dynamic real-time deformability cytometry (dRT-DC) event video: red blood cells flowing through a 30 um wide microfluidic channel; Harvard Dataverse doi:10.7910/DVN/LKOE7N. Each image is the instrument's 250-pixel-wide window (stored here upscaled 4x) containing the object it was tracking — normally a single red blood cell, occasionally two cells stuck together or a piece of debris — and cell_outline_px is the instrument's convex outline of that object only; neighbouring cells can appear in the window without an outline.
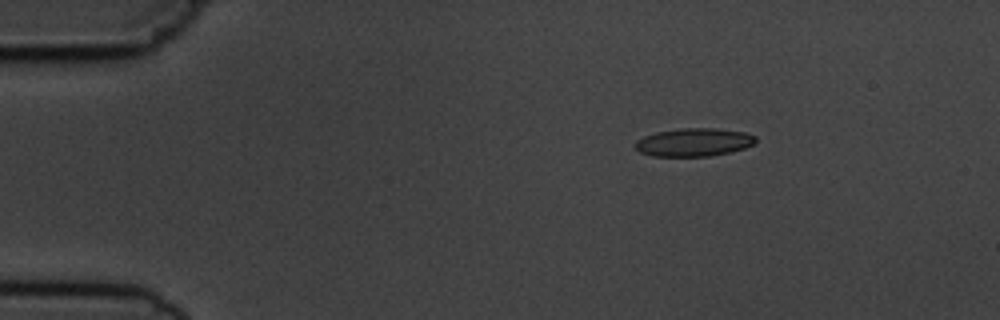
{"species": "common noctule bat (a hibernating species)", "species_latin": "Nyctalus noctula", "temperature_condition": "cold", "stored_images_in_passage": 4, "camera_frame_rate_fps": 3000, "um_per_image_px": 0.085, "animal": {"sex": "male", "body_mass_g": 19.5, "forearm_length_mm": 54.6}, "frame": {"image": 1, "passage_image": 2, "time_ms": 2.0, "image_size_px": [1000, 320], "cell_outline_px": [[756, 140], [752, 144], [744, 148], [732, 152], [708, 156], [652, 156], [640, 152], [636, 148], [636, 140], [644, 136], [656, 132], [680, 128], [716, 128], [744, 132], [756, 136]], "centroid_in_image_um": [58.98, 12.09], "position_along_channel_um": 26.0, "area_um2": 19.71}}